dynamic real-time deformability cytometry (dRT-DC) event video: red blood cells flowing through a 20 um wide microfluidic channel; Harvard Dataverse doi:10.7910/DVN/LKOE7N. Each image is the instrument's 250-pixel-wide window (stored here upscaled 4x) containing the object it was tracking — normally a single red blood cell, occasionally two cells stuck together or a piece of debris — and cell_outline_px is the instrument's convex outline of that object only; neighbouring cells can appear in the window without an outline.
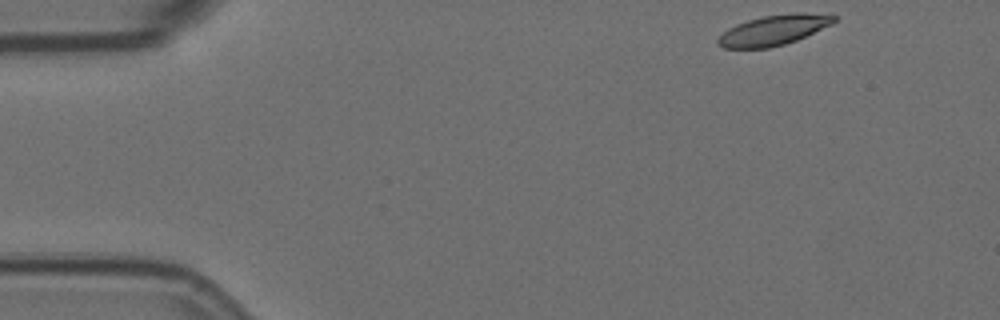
{"species": "Egyptian fruit bat (a non-hibernating species)", "species_latin": "Rousettus aegyptiacus", "temperature_condition": "room temperature", "stored_images_in_passage": 4, "camera_frame_rate_fps": 3000, "um_per_image_px": 0.085, "animal": {"sex": "female"}, "frame": {"image": 1, "passage_image": 1, "time_ms": 0.0, "image_size_px": [1000, 320], "cell_outline_px": [[840, 16], [832, 24], [796, 40], [784, 44], [768, 48], [724, 48], [716, 44], [716, 40], [728, 28], [736, 24], [748, 20], [764, 16], [796, 12], [804, 12]], "centroid_in_image_um": [65.76, 2.55], "position_along_channel_um": 19.2, "area_um2": 20.35}}
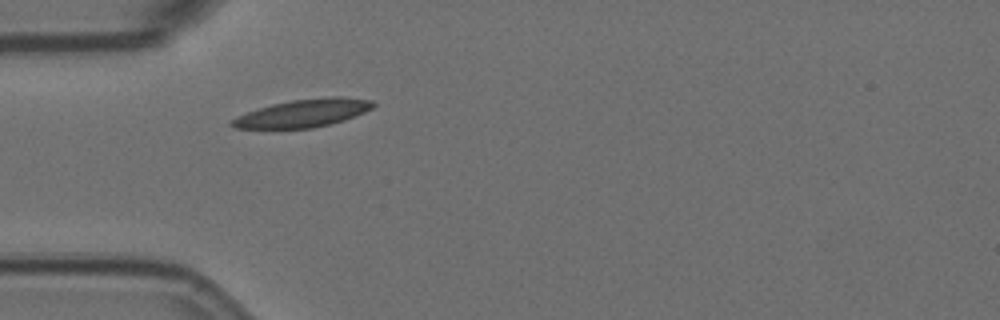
{"frame": {"image": 2, "passage_image": 4, "time_ms": 1.0, "image_size_px": [1000, 320], "cell_outline_px": [[376, 104], [372, 108], [364, 112], [344, 120], [312, 128], [236, 128], [228, 124], [236, 116], [272, 104], [292, 100], [332, 96], [340, 96], [372, 100]], "centroid_in_image_um": [25.78, 9.61], "position_along_channel_um": 59.2, "area_um2": 22.66}}